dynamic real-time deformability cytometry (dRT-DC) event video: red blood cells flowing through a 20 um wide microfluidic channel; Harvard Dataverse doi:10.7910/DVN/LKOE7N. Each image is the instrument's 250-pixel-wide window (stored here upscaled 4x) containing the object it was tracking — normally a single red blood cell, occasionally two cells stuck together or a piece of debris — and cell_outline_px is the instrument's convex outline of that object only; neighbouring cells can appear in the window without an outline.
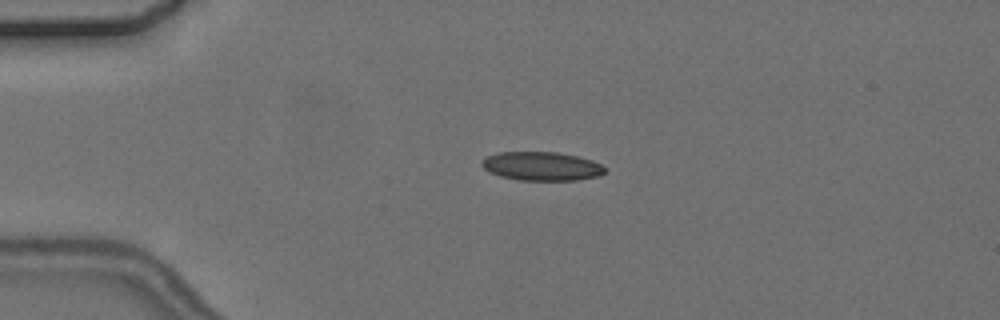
{"species": "common noctule bat (a hibernating species)", "species_latin": "Nyctalus noctula", "temperature_condition": "cold", "stored_images_in_passage": 4, "camera_frame_rate_fps": 3000, "um_per_image_px": 0.085, "animal": {"sex": "female", "body_mass_g": 24.6, "forearm_length_mm": 56.2}, "frame": {"image": 1, "passage_image": 3, "time_ms": 3.667, "image_size_px": [1000, 320], "cell_outline_px": [[608, 172], [600, 176], [576, 180], [520, 180], [500, 176], [488, 172], [480, 164], [480, 160], [496, 152], [556, 152], [576, 156], [592, 160], [600, 164]], "centroid_in_image_um": [46.02, 14.13], "position_along_channel_um": 39.0, "area_um2": 20.75}}